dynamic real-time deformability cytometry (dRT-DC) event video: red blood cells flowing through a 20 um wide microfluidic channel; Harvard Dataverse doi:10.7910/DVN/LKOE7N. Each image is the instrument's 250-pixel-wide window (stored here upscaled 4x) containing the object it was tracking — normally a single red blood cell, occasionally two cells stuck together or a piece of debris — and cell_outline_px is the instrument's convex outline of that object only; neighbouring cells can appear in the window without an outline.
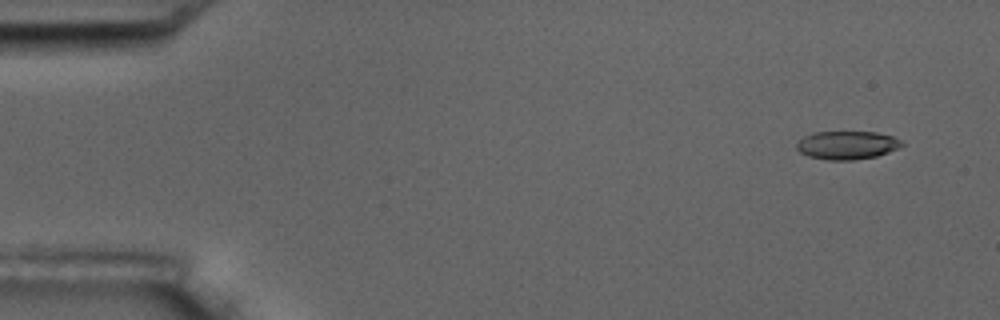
{"species": "common noctule bat (a hibernating species)", "species_latin": "Nyctalus noctula", "temperature_condition": "room temperature", "stored_images_in_passage": 12, "camera_frame_rate_fps": 3000, "um_per_image_px": 0.085, "animal": {"sex": "male", "body_mass_g": 17.5, "forearm_length_mm": 52.3}, "frame": {"image": 1, "passage_image": 2, "time_ms": 1.0, "image_size_px": [1000, 320], "cell_outline_px": [[904, 144], [888, 152], [876, 156], [852, 160], [828, 160], [808, 156], [800, 152], [796, 148], [796, 144], [804, 136], [812, 132], [876, 132], [892, 136], [900, 140]], "centroid_in_image_um": [71.96, 12.33], "position_along_channel_um": 13.0, "area_um2": 17.22}}
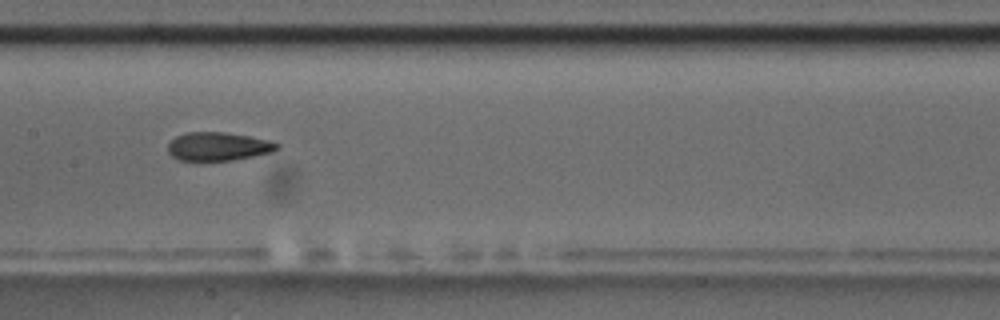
{"frame": {"image": 2, "passage_image": 9, "time_ms": 9.333, "image_size_px": [1000, 320], "cell_outline_px": [[280, 148], [272, 152], [232, 160], [180, 160], [172, 156], [168, 152], [168, 144], [176, 136], [184, 132], [224, 132], [272, 140], [280, 144]], "centroid_in_image_um": [18.57, 12.43], "position_along_channel_um": 188.8, "area_um2": 18.09}}
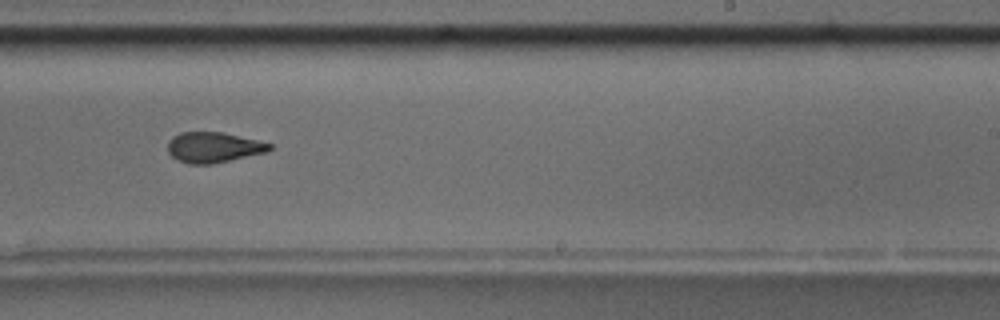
{"frame": {"image": 3, "passage_image": 11, "time_ms": 11.667, "image_size_px": [1000, 320], "cell_outline_px": [[272, 148], [268, 152], [212, 164], [188, 164], [172, 156], [168, 152], [168, 140], [172, 136], [180, 132], [224, 132], [272, 144]], "centroid_in_image_um": [18.14, 12.52], "position_along_channel_um": 270.9, "area_um2": 18.09}}